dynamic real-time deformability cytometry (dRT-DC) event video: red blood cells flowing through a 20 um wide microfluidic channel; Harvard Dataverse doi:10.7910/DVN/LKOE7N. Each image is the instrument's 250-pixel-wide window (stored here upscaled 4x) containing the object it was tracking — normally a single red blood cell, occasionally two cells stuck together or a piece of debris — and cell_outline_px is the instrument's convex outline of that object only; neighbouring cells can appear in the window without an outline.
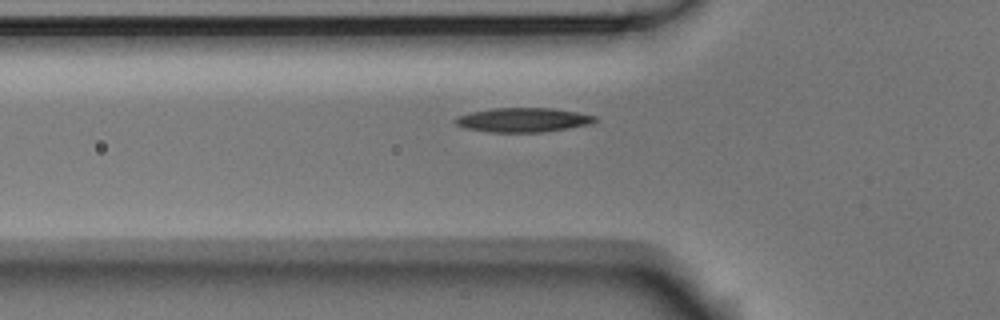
{"species": "Egyptian fruit bat (a non-hibernating species)", "species_latin": "Rousettus aegyptiacus", "temperature_condition": "room temperature", "stored_images_in_passage": 4, "camera_frame_rate_fps": 3000, "um_per_image_px": 0.085, "animal": {"sex": "male"}, "frame": {"image": 1, "passage_image": 4, "time_ms": 1.0, "image_size_px": [1000, 320], "cell_outline_px": [[596, 120], [592, 124], [544, 132], [488, 132], [464, 128], [456, 124], [456, 116], [472, 112], [492, 108], [552, 108], [576, 112], [596, 116]], "centroid_in_image_um": [44.46, 10.2], "position_along_channel_um": 81.3, "area_um2": 19.71}}